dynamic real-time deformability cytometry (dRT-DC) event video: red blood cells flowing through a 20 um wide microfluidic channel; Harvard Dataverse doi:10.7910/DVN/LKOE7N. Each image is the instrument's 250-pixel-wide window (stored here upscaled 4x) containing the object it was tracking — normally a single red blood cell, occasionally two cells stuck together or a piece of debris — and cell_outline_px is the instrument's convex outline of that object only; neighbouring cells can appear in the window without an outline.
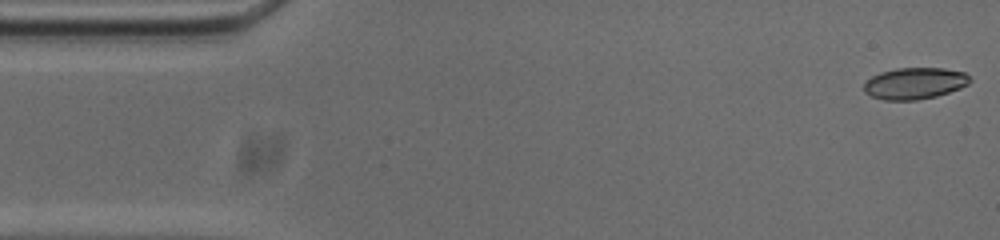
{"species": "common noctule bat (a hibernating species)", "species_latin": "Nyctalus noctula", "temperature_condition": "cold", "stored_images_in_passage": 53, "camera_frame_rate_fps": 3000, "um_per_image_px": 0.085, "animal": {"sex": "male", "body_mass_g": 20.0, "forearm_length_mm": 53.3}, "frame": {"image": 1, "passage_image": 1, "time_ms": 0.0, "image_size_px": [1000, 240], "cell_outline_px": [[972, 80], [968, 84], [960, 88], [936, 96], [916, 100], [884, 100], [872, 96], [864, 92], [864, 84], [872, 76], [880, 72], [896, 68], [944, 68], [964, 72]], "centroid_in_image_um": [77.75, 7.08], "position_along_channel_um": 7.3, "area_um2": 19.42}}
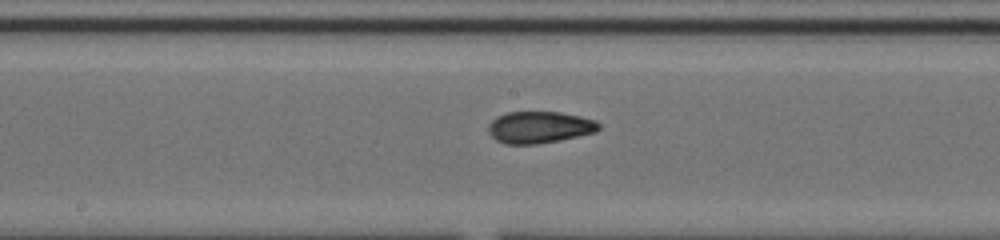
{"frame": {"image": 2, "passage_image": 26, "time_ms": 8.333, "image_size_px": [1000, 240], "cell_outline_px": [[600, 128], [596, 132], [560, 140], [536, 144], [504, 144], [496, 140], [488, 132], [488, 124], [496, 116], [508, 112], [560, 112], [580, 116], [596, 120], [600, 124]], "centroid_in_image_um": [45.85, 10.81], "position_along_channel_um": 202.4, "area_um2": 20.58}}
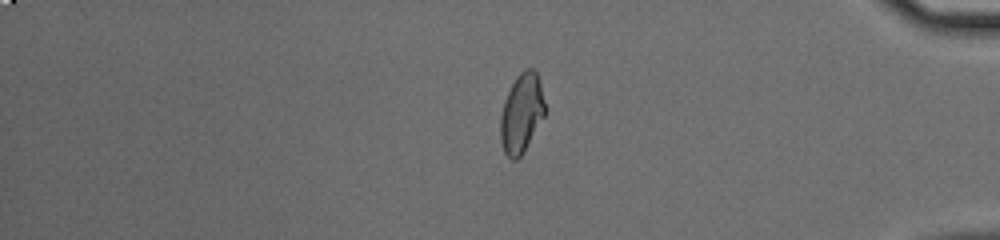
{"frame": {"image": 3, "passage_image": 44, "time_ms": 14.333, "image_size_px": [1000, 240], "cell_outline_px": [[544, 116], [524, 152], [516, 160], [512, 160], [504, 152], [500, 140], [500, 116], [504, 100], [516, 76], [520, 72], [528, 68], [532, 68], [536, 72], [540, 84], [544, 100]], "centroid_in_image_um": [44.31, 9.64], "position_along_channel_um": 390.9, "area_um2": 20.4}, "authors_computed_cell_mechanics": {"area_um2": 20.519, "velocity_mm_per_s": 3.7254, "shape_relaxation_time_tau1_ms": 8.9107, "shape_relaxation_time_tau2_ms": 2.5449, "deformation_change_tau1": 0.1997, "deformation_change_tau2": 0.0544}}